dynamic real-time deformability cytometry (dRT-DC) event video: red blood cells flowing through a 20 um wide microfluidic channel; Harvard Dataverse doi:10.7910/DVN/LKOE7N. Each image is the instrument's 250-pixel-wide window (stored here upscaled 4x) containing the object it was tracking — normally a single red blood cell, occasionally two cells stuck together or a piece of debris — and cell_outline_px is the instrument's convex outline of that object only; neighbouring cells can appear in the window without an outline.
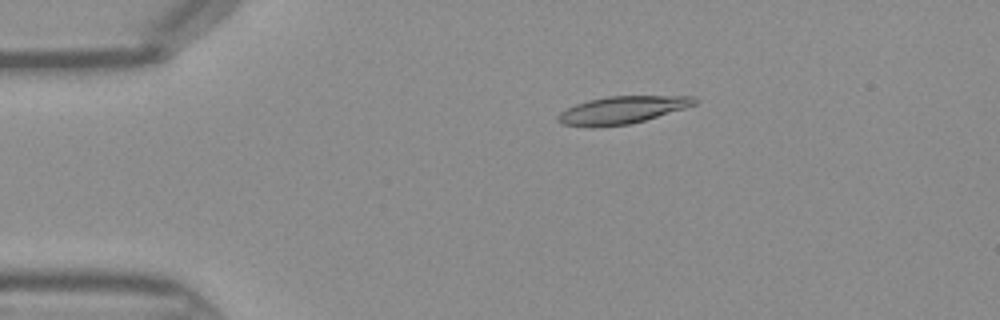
{"species": "Egyptian fruit bat (a non-hibernating species)", "species_latin": "Rousettus aegyptiacus", "temperature_condition": "warm", "stored_images_in_passage": 45, "camera_frame_rate_fps": 3000, "um_per_image_px": 0.085, "frame": {"image": 1, "passage_image": 9, "time_ms": 2.667, "image_size_px": [1000, 320], "cell_outline_px": [[696, 104], [684, 108], [644, 120], [628, 124], [600, 128], [592, 128], [560, 124], [556, 120], [556, 116], [560, 112], [576, 104], [588, 100], [608, 96], [696, 96]], "centroid_in_image_um": [52.8, 9.37], "position_along_channel_um": 32.2, "area_um2": 21.96}}
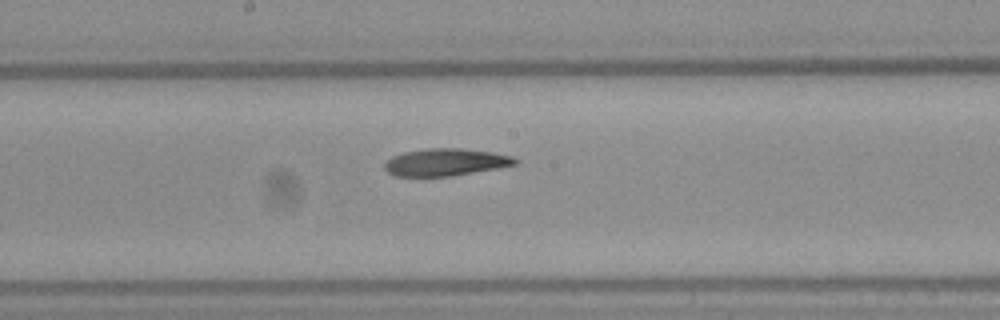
{"frame": {"image": 2, "passage_image": 24, "time_ms": 7.667, "image_size_px": [1000, 320], "cell_outline_px": [[520, 160], [516, 164], [496, 168], [452, 176], [396, 176], [388, 172], [384, 168], [384, 164], [392, 156], [404, 152], [428, 148], [460, 148], [492, 152], [512, 156]], "centroid_in_image_um": [37.87, 13.78], "position_along_channel_um": 210.3, "area_um2": 20.63}}
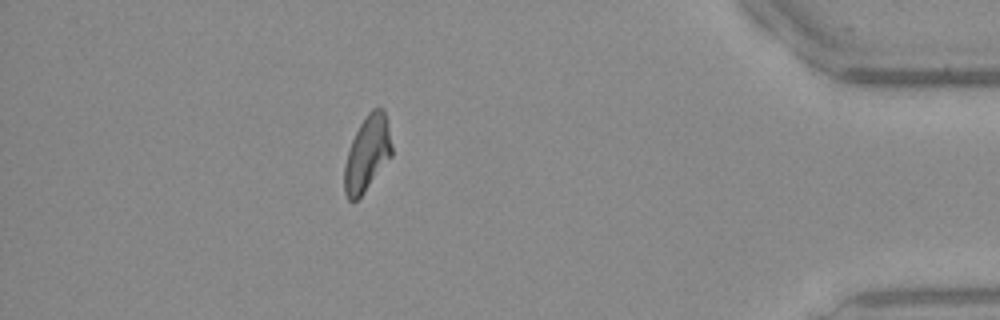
{"frame": {"image": 3, "passage_image": 40, "time_ms": 13.0, "image_size_px": [1000, 320], "cell_outline_px": [[392, 156], [364, 192], [356, 200], [348, 200], [344, 192], [344, 164], [352, 140], [360, 124], [368, 112], [372, 108], [380, 104], [384, 108], [388, 120], [392, 144]], "centroid_in_image_um": [31.24, 12.99], "position_along_channel_um": 404.0, "area_um2": 21.04}}